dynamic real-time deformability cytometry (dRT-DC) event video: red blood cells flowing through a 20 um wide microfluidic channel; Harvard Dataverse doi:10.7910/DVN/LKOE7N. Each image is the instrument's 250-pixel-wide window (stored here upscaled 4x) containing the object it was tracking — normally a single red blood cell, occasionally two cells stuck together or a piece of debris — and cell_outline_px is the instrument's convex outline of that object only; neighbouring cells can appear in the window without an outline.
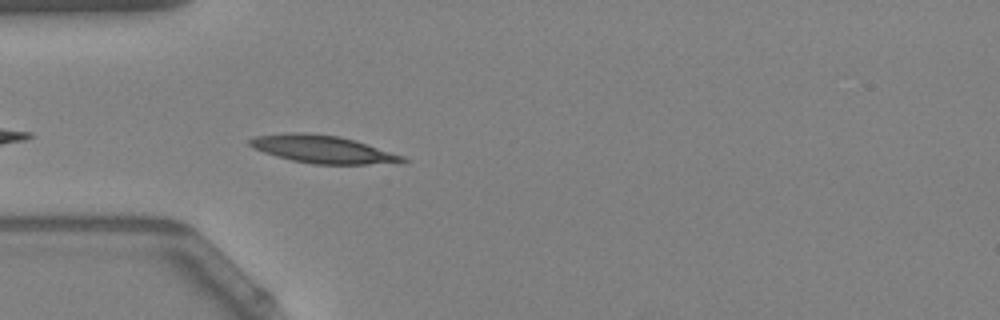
{"species": "Egyptian fruit bat (a non-hibernating species)", "species_latin": "Rousettus aegyptiacus", "temperature_condition": "warm", "stored_images_in_passage": 17, "camera_frame_rate_fps": 3000, "um_per_image_px": 0.085, "animal": {"sex": "female"}, "frame": {"image": 1, "passage_image": 3, "time_ms": 0.667, "image_size_px": [1000, 320], "cell_outline_px": [[408, 160], [404, 164], [312, 164], [292, 160], [276, 156], [264, 152], [248, 144], [248, 140], [252, 136], [292, 132], [304, 132], [340, 136], [404, 156]], "centroid_in_image_um": [27.46, 12.69], "position_along_channel_um": 57.5, "area_um2": 24.74}}
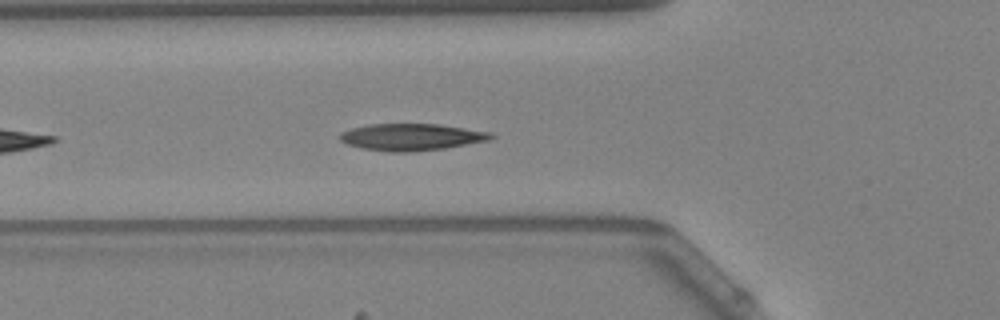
{"frame": {"image": 2, "passage_image": 6, "time_ms": 1.667, "image_size_px": [1000, 320], "cell_outline_px": [[496, 136], [488, 140], [444, 148], [412, 152], [388, 152], [360, 148], [348, 144], [340, 140], [340, 132], [352, 128], [368, 124], [440, 124], [492, 132]], "centroid_in_image_um": [34.96, 11.64], "position_along_channel_um": 90.8, "area_um2": 23.7}}